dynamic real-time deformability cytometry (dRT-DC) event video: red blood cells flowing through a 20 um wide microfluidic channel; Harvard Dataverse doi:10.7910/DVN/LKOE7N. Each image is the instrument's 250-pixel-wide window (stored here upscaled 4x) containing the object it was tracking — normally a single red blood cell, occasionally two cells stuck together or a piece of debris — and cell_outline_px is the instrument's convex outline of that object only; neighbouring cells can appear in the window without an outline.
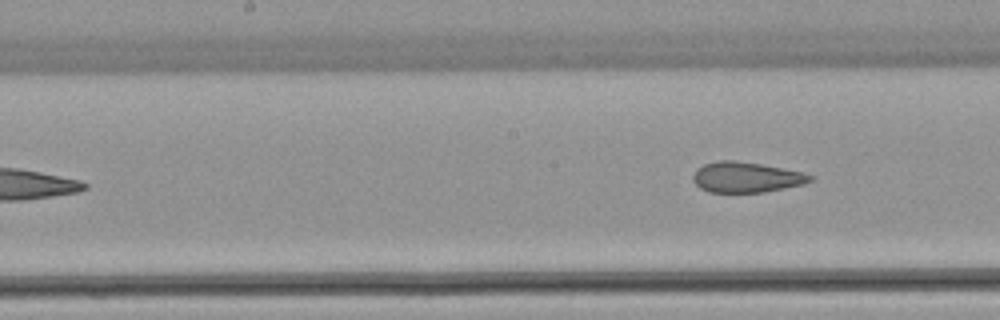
{"species": "common noctule bat (a hibernating species)", "species_latin": "Nyctalus noctula", "temperature_condition": "warm", "stored_images_in_passage": 9, "segment_of_instrument_passage": [2, 2], "camera_frame_rate_fps": 3000, "um_per_image_px": 0.085, "animal": {"sex": "female", "body_mass_g": 22.7, "forearm_length_mm": 54.2}, "frame": {"image": 1, "passage_image": 9, "time_ms": 10.333, "image_size_px": [1000, 320], "cell_outline_px": [[816, 176], [812, 180], [804, 184], [764, 192], [708, 192], [700, 188], [692, 180], [692, 176], [696, 168], [704, 164], [720, 160], [732, 160], [760, 164], [804, 172]], "centroid_in_image_um": [63.43, 15.06], "position_along_channel_um": 184.8, "area_um2": 20.87}}